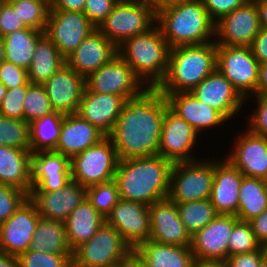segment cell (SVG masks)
Wrapping results in <instances>:
<instances>
[{
	"label": "cell",
	"instance_id": "10",
	"mask_svg": "<svg viewBox=\"0 0 267 267\" xmlns=\"http://www.w3.org/2000/svg\"><path fill=\"white\" fill-rule=\"evenodd\" d=\"M216 62V70L232 83L244 99L255 94L259 63L250 47L216 45Z\"/></svg>",
	"mask_w": 267,
	"mask_h": 267
},
{
	"label": "cell",
	"instance_id": "6",
	"mask_svg": "<svg viewBox=\"0 0 267 267\" xmlns=\"http://www.w3.org/2000/svg\"><path fill=\"white\" fill-rule=\"evenodd\" d=\"M157 23V9L144 1H118L97 29L116 47L135 35L145 33Z\"/></svg>",
	"mask_w": 267,
	"mask_h": 267
},
{
	"label": "cell",
	"instance_id": "51",
	"mask_svg": "<svg viewBox=\"0 0 267 267\" xmlns=\"http://www.w3.org/2000/svg\"><path fill=\"white\" fill-rule=\"evenodd\" d=\"M267 256V247L248 253L228 256L226 262L229 267H259L261 261Z\"/></svg>",
	"mask_w": 267,
	"mask_h": 267
},
{
	"label": "cell",
	"instance_id": "60",
	"mask_svg": "<svg viewBox=\"0 0 267 267\" xmlns=\"http://www.w3.org/2000/svg\"><path fill=\"white\" fill-rule=\"evenodd\" d=\"M201 0H154V6L156 9L164 6H171L178 3L197 2Z\"/></svg>",
	"mask_w": 267,
	"mask_h": 267
},
{
	"label": "cell",
	"instance_id": "42",
	"mask_svg": "<svg viewBox=\"0 0 267 267\" xmlns=\"http://www.w3.org/2000/svg\"><path fill=\"white\" fill-rule=\"evenodd\" d=\"M87 199L106 218L120 200L116 182L112 180L87 187Z\"/></svg>",
	"mask_w": 267,
	"mask_h": 267
},
{
	"label": "cell",
	"instance_id": "67",
	"mask_svg": "<svg viewBox=\"0 0 267 267\" xmlns=\"http://www.w3.org/2000/svg\"><path fill=\"white\" fill-rule=\"evenodd\" d=\"M3 2H4L3 0H0V7H1V5L3 4Z\"/></svg>",
	"mask_w": 267,
	"mask_h": 267
},
{
	"label": "cell",
	"instance_id": "37",
	"mask_svg": "<svg viewBox=\"0 0 267 267\" xmlns=\"http://www.w3.org/2000/svg\"><path fill=\"white\" fill-rule=\"evenodd\" d=\"M176 206L180 219L191 236L218 215L210 199L177 203Z\"/></svg>",
	"mask_w": 267,
	"mask_h": 267
},
{
	"label": "cell",
	"instance_id": "46",
	"mask_svg": "<svg viewBox=\"0 0 267 267\" xmlns=\"http://www.w3.org/2000/svg\"><path fill=\"white\" fill-rule=\"evenodd\" d=\"M256 107L253 109L250 118L247 119L248 128L252 133L267 138V96L265 95H251L245 100L253 99ZM249 99V100H248ZM249 120V121H248Z\"/></svg>",
	"mask_w": 267,
	"mask_h": 267
},
{
	"label": "cell",
	"instance_id": "14",
	"mask_svg": "<svg viewBox=\"0 0 267 267\" xmlns=\"http://www.w3.org/2000/svg\"><path fill=\"white\" fill-rule=\"evenodd\" d=\"M105 223L115 228L132 250L151 236L149 206L142 203L120 199L106 216Z\"/></svg>",
	"mask_w": 267,
	"mask_h": 267
},
{
	"label": "cell",
	"instance_id": "20",
	"mask_svg": "<svg viewBox=\"0 0 267 267\" xmlns=\"http://www.w3.org/2000/svg\"><path fill=\"white\" fill-rule=\"evenodd\" d=\"M43 85L55 112L64 115L78 112L86 88L84 76L65 64Z\"/></svg>",
	"mask_w": 267,
	"mask_h": 267
},
{
	"label": "cell",
	"instance_id": "25",
	"mask_svg": "<svg viewBox=\"0 0 267 267\" xmlns=\"http://www.w3.org/2000/svg\"><path fill=\"white\" fill-rule=\"evenodd\" d=\"M163 94L169 109L190 124L199 135L207 129L226 125L227 119L219 111L199 101L190 92Z\"/></svg>",
	"mask_w": 267,
	"mask_h": 267
},
{
	"label": "cell",
	"instance_id": "12",
	"mask_svg": "<svg viewBox=\"0 0 267 267\" xmlns=\"http://www.w3.org/2000/svg\"><path fill=\"white\" fill-rule=\"evenodd\" d=\"M95 29L82 12L49 10L45 34L66 58Z\"/></svg>",
	"mask_w": 267,
	"mask_h": 267
},
{
	"label": "cell",
	"instance_id": "30",
	"mask_svg": "<svg viewBox=\"0 0 267 267\" xmlns=\"http://www.w3.org/2000/svg\"><path fill=\"white\" fill-rule=\"evenodd\" d=\"M104 223L105 217L86 198L64 221L67 241L72 251L90 240Z\"/></svg>",
	"mask_w": 267,
	"mask_h": 267
},
{
	"label": "cell",
	"instance_id": "15",
	"mask_svg": "<svg viewBox=\"0 0 267 267\" xmlns=\"http://www.w3.org/2000/svg\"><path fill=\"white\" fill-rule=\"evenodd\" d=\"M198 137L190 124L168 108L162 124L159 155L173 163L196 161L198 156L192 153L199 143Z\"/></svg>",
	"mask_w": 267,
	"mask_h": 267
},
{
	"label": "cell",
	"instance_id": "56",
	"mask_svg": "<svg viewBox=\"0 0 267 267\" xmlns=\"http://www.w3.org/2000/svg\"><path fill=\"white\" fill-rule=\"evenodd\" d=\"M192 267H229L226 260L194 258Z\"/></svg>",
	"mask_w": 267,
	"mask_h": 267
},
{
	"label": "cell",
	"instance_id": "11",
	"mask_svg": "<svg viewBox=\"0 0 267 267\" xmlns=\"http://www.w3.org/2000/svg\"><path fill=\"white\" fill-rule=\"evenodd\" d=\"M86 88L91 92L118 95L128 100L138 97L147 87L117 54L86 78Z\"/></svg>",
	"mask_w": 267,
	"mask_h": 267
},
{
	"label": "cell",
	"instance_id": "18",
	"mask_svg": "<svg viewBox=\"0 0 267 267\" xmlns=\"http://www.w3.org/2000/svg\"><path fill=\"white\" fill-rule=\"evenodd\" d=\"M190 93L207 106L219 111L228 121L235 118L234 115H238L247 103L232 83L217 70Z\"/></svg>",
	"mask_w": 267,
	"mask_h": 267
},
{
	"label": "cell",
	"instance_id": "43",
	"mask_svg": "<svg viewBox=\"0 0 267 267\" xmlns=\"http://www.w3.org/2000/svg\"><path fill=\"white\" fill-rule=\"evenodd\" d=\"M72 255L27 250L18 256L19 267H72Z\"/></svg>",
	"mask_w": 267,
	"mask_h": 267
},
{
	"label": "cell",
	"instance_id": "34",
	"mask_svg": "<svg viewBox=\"0 0 267 267\" xmlns=\"http://www.w3.org/2000/svg\"><path fill=\"white\" fill-rule=\"evenodd\" d=\"M45 34L30 27L14 31L3 37L5 60L29 69L38 40Z\"/></svg>",
	"mask_w": 267,
	"mask_h": 267
},
{
	"label": "cell",
	"instance_id": "28",
	"mask_svg": "<svg viewBox=\"0 0 267 267\" xmlns=\"http://www.w3.org/2000/svg\"><path fill=\"white\" fill-rule=\"evenodd\" d=\"M105 137L96 126L77 113L64 115L55 151L71 159Z\"/></svg>",
	"mask_w": 267,
	"mask_h": 267
},
{
	"label": "cell",
	"instance_id": "32",
	"mask_svg": "<svg viewBox=\"0 0 267 267\" xmlns=\"http://www.w3.org/2000/svg\"><path fill=\"white\" fill-rule=\"evenodd\" d=\"M65 64V58L44 34L35 46L32 63L27 70L28 80L32 84H44Z\"/></svg>",
	"mask_w": 267,
	"mask_h": 267
},
{
	"label": "cell",
	"instance_id": "50",
	"mask_svg": "<svg viewBox=\"0 0 267 267\" xmlns=\"http://www.w3.org/2000/svg\"><path fill=\"white\" fill-rule=\"evenodd\" d=\"M24 28H26L25 24L13 8L7 2H3L0 7V37L3 38L5 35Z\"/></svg>",
	"mask_w": 267,
	"mask_h": 267
},
{
	"label": "cell",
	"instance_id": "61",
	"mask_svg": "<svg viewBox=\"0 0 267 267\" xmlns=\"http://www.w3.org/2000/svg\"><path fill=\"white\" fill-rule=\"evenodd\" d=\"M102 267H128V257L124 260H121L120 262Z\"/></svg>",
	"mask_w": 267,
	"mask_h": 267
},
{
	"label": "cell",
	"instance_id": "7",
	"mask_svg": "<svg viewBox=\"0 0 267 267\" xmlns=\"http://www.w3.org/2000/svg\"><path fill=\"white\" fill-rule=\"evenodd\" d=\"M214 178V158L176 162L170 175L168 198L177 203L210 199Z\"/></svg>",
	"mask_w": 267,
	"mask_h": 267
},
{
	"label": "cell",
	"instance_id": "48",
	"mask_svg": "<svg viewBox=\"0 0 267 267\" xmlns=\"http://www.w3.org/2000/svg\"><path fill=\"white\" fill-rule=\"evenodd\" d=\"M118 0H86L83 13L97 28L100 23L111 13Z\"/></svg>",
	"mask_w": 267,
	"mask_h": 267
},
{
	"label": "cell",
	"instance_id": "8",
	"mask_svg": "<svg viewBox=\"0 0 267 267\" xmlns=\"http://www.w3.org/2000/svg\"><path fill=\"white\" fill-rule=\"evenodd\" d=\"M118 160L115 147L106 136L70 159L71 180L86 188L112 181Z\"/></svg>",
	"mask_w": 267,
	"mask_h": 267
},
{
	"label": "cell",
	"instance_id": "23",
	"mask_svg": "<svg viewBox=\"0 0 267 267\" xmlns=\"http://www.w3.org/2000/svg\"><path fill=\"white\" fill-rule=\"evenodd\" d=\"M31 191L61 190L71 181L70 158L56 151L31 153Z\"/></svg>",
	"mask_w": 267,
	"mask_h": 267
},
{
	"label": "cell",
	"instance_id": "47",
	"mask_svg": "<svg viewBox=\"0 0 267 267\" xmlns=\"http://www.w3.org/2000/svg\"><path fill=\"white\" fill-rule=\"evenodd\" d=\"M0 81L7 89L28 86L30 83L26 69L6 60L0 64Z\"/></svg>",
	"mask_w": 267,
	"mask_h": 267
},
{
	"label": "cell",
	"instance_id": "31",
	"mask_svg": "<svg viewBox=\"0 0 267 267\" xmlns=\"http://www.w3.org/2000/svg\"><path fill=\"white\" fill-rule=\"evenodd\" d=\"M150 267H192L194 254L190 246L161 244L147 240L134 250Z\"/></svg>",
	"mask_w": 267,
	"mask_h": 267
},
{
	"label": "cell",
	"instance_id": "66",
	"mask_svg": "<svg viewBox=\"0 0 267 267\" xmlns=\"http://www.w3.org/2000/svg\"><path fill=\"white\" fill-rule=\"evenodd\" d=\"M134 1H144V2H149V3L154 4V0H134Z\"/></svg>",
	"mask_w": 267,
	"mask_h": 267
},
{
	"label": "cell",
	"instance_id": "38",
	"mask_svg": "<svg viewBox=\"0 0 267 267\" xmlns=\"http://www.w3.org/2000/svg\"><path fill=\"white\" fill-rule=\"evenodd\" d=\"M7 3L17 13V16L26 27L45 31L50 6H48L44 1L11 0Z\"/></svg>",
	"mask_w": 267,
	"mask_h": 267
},
{
	"label": "cell",
	"instance_id": "2",
	"mask_svg": "<svg viewBox=\"0 0 267 267\" xmlns=\"http://www.w3.org/2000/svg\"><path fill=\"white\" fill-rule=\"evenodd\" d=\"M173 164L159 154L118 160L114 181L120 199L149 206L168 198Z\"/></svg>",
	"mask_w": 267,
	"mask_h": 267
},
{
	"label": "cell",
	"instance_id": "57",
	"mask_svg": "<svg viewBox=\"0 0 267 267\" xmlns=\"http://www.w3.org/2000/svg\"><path fill=\"white\" fill-rule=\"evenodd\" d=\"M259 11L261 28L267 29V0H253Z\"/></svg>",
	"mask_w": 267,
	"mask_h": 267
},
{
	"label": "cell",
	"instance_id": "39",
	"mask_svg": "<svg viewBox=\"0 0 267 267\" xmlns=\"http://www.w3.org/2000/svg\"><path fill=\"white\" fill-rule=\"evenodd\" d=\"M0 145L30 151L29 123L0 115Z\"/></svg>",
	"mask_w": 267,
	"mask_h": 267
},
{
	"label": "cell",
	"instance_id": "9",
	"mask_svg": "<svg viewBox=\"0 0 267 267\" xmlns=\"http://www.w3.org/2000/svg\"><path fill=\"white\" fill-rule=\"evenodd\" d=\"M133 250L121 234L104 223L97 232L73 251L72 267H102L129 257Z\"/></svg>",
	"mask_w": 267,
	"mask_h": 267
},
{
	"label": "cell",
	"instance_id": "64",
	"mask_svg": "<svg viewBox=\"0 0 267 267\" xmlns=\"http://www.w3.org/2000/svg\"><path fill=\"white\" fill-rule=\"evenodd\" d=\"M259 267H267V256L261 261Z\"/></svg>",
	"mask_w": 267,
	"mask_h": 267
},
{
	"label": "cell",
	"instance_id": "54",
	"mask_svg": "<svg viewBox=\"0 0 267 267\" xmlns=\"http://www.w3.org/2000/svg\"><path fill=\"white\" fill-rule=\"evenodd\" d=\"M86 0H56L50 10L78 11L83 13Z\"/></svg>",
	"mask_w": 267,
	"mask_h": 267
},
{
	"label": "cell",
	"instance_id": "29",
	"mask_svg": "<svg viewBox=\"0 0 267 267\" xmlns=\"http://www.w3.org/2000/svg\"><path fill=\"white\" fill-rule=\"evenodd\" d=\"M0 183L31 193V151L0 145Z\"/></svg>",
	"mask_w": 267,
	"mask_h": 267
},
{
	"label": "cell",
	"instance_id": "16",
	"mask_svg": "<svg viewBox=\"0 0 267 267\" xmlns=\"http://www.w3.org/2000/svg\"><path fill=\"white\" fill-rule=\"evenodd\" d=\"M237 136L233 139L232 151L224 157L245 177L267 181V138L252 133L248 128Z\"/></svg>",
	"mask_w": 267,
	"mask_h": 267
},
{
	"label": "cell",
	"instance_id": "49",
	"mask_svg": "<svg viewBox=\"0 0 267 267\" xmlns=\"http://www.w3.org/2000/svg\"><path fill=\"white\" fill-rule=\"evenodd\" d=\"M248 1L249 0H202L209 17L214 23L235 9L244 6Z\"/></svg>",
	"mask_w": 267,
	"mask_h": 267
},
{
	"label": "cell",
	"instance_id": "45",
	"mask_svg": "<svg viewBox=\"0 0 267 267\" xmlns=\"http://www.w3.org/2000/svg\"><path fill=\"white\" fill-rule=\"evenodd\" d=\"M28 86L7 89L0 106V115L12 119L24 120V100Z\"/></svg>",
	"mask_w": 267,
	"mask_h": 267
},
{
	"label": "cell",
	"instance_id": "21",
	"mask_svg": "<svg viewBox=\"0 0 267 267\" xmlns=\"http://www.w3.org/2000/svg\"><path fill=\"white\" fill-rule=\"evenodd\" d=\"M235 215L218 214L192 236L191 251L195 258L226 260L228 241L232 233Z\"/></svg>",
	"mask_w": 267,
	"mask_h": 267
},
{
	"label": "cell",
	"instance_id": "55",
	"mask_svg": "<svg viewBox=\"0 0 267 267\" xmlns=\"http://www.w3.org/2000/svg\"><path fill=\"white\" fill-rule=\"evenodd\" d=\"M254 95L267 96V62L259 64V77L257 89Z\"/></svg>",
	"mask_w": 267,
	"mask_h": 267
},
{
	"label": "cell",
	"instance_id": "26",
	"mask_svg": "<svg viewBox=\"0 0 267 267\" xmlns=\"http://www.w3.org/2000/svg\"><path fill=\"white\" fill-rule=\"evenodd\" d=\"M244 175L226 158L214 157V178L211 203L218 214L236 215L239 202V188Z\"/></svg>",
	"mask_w": 267,
	"mask_h": 267
},
{
	"label": "cell",
	"instance_id": "35",
	"mask_svg": "<svg viewBox=\"0 0 267 267\" xmlns=\"http://www.w3.org/2000/svg\"><path fill=\"white\" fill-rule=\"evenodd\" d=\"M267 208V181L260 178L243 177L239 188L238 211L241 221L249 222Z\"/></svg>",
	"mask_w": 267,
	"mask_h": 267
},
{
	"label": "cell",
	"instance_id": "59",
	"mask_svg": "<svg viewBox=\"0 0 267 267\" xmlns=\"http://www.w3.org/2000/svg\"><path fill=\"white\" fill-rule=\"evenodd\" d=\"M128 267H150L134 250L128 257Z\"/></svg>",
	"mask_w": 267,
	"mask_h": 267
},
{
	"label": "cell",
	"instance_id": "4",
	"mask_svg": "<svg viewBox=\"0 0 267 267\" xmlns=\"http://www.w3.org/2000/svg\"><path fill=\"white\" fill-rule=\"evenodd\" d=\"M216 67L215 41L171 48L166 75L156 88L161 93L191 92Z\"/></svg>",
	"mask_w": 267,
	"mask_h": 267
},
{
	"label": "cell",
	"instance_id": "22",
	"mask_svg": "<svg viewBox=\"0 0 267 267\" xmlns=\"http://www.w3.org/2000/svg\"><path fill=\"white\" fill-rule=\"evenodd\" d=\"M151 236L161 244L191 246L192 236L182 223L176 203L169 198L149 205Z\"/></svg>",
	"mask_w": 267,
	"mask_h": 267
},
{
	"label": "cell",
	"instance_id": "13",
	"mask_svg": "<svg viewBox=\"0 0 267 267\" xmlns=\"http://www.w3.org/2000/svg\"><path fill=\"white\" fill-rule=\"evenodd\" d=\"M260 29L257 5L253 0H249L244 6L228 13L215 23V43L250 47Z\"/></svg>",
	"mask_w": 267,
	"mask_h": 267
},
{
	"label": "cell",
	"instance_id": "41",
	"mask_svg": "<svg viewBox=\"0 0 267 267\" xmlns=\"http://www.w3.org/2000/svg\"><path fill=\"white\" fill-rule=\"evenodd\" d=\"M261 247L250 222L237 219L228 241V256L252 252Z\"/></svg>",
	"mask_w": 267,
	"mask_h": 267
},
{
	"label": "cell",
	"instance_id": "36",
	"mask_svg": "<svg viewBox=\"0 0 267 267\" xmlns=\"http://www.w3.org/2000/svg\"><path fill=\"white\" fill-rule=\"evenodd\" d=\"M64 114L53 112L29 123L30 151H55L60 136Z\"/></svg>",
	"mask_w": 267,
	"mask_h": 267
},
{
	"label": "cell",
	"instance_id": "3",
	"mask_svg": "<svg viewBox=\"0 0 267 267\" xmlns=\"http://www.w3.org/2000/svg\"><path fill=\"white\" fill-rule=\"evenodd\" d=\"M169 48L215 41V23L201 1L157 9V23Z\"/></svg>",
	"mask_w": 267,
	"mask_h": 267
},
{
	"label": "cell",
	"instance_id": "68",
	"mask_svg": "<svg viewBox=\"0 0 267 267\" xmlns=\"http://www.w3.org/2000/svg\"><path fill=\"white\" fill-rule=\"evenodd\" d=\"M0 240H1V224H0Z\"/></svg>",
	"mask_w": 267,
	"mask_h": 267
},
{
	"label": "cell",
	"instance_id": "5",
	"mask_svg": "<svg viewBox=\"0 0 267 267\" xmlns=\"http://www.w3.org/2000/svg\"><path fill=\"white\" fill-rule=\"evenodd\" d=\"M169 51L167 40L157 24L149 31L125 40L117 47L118 55L147 88H156L164 79Z\"/></svg>",
	"mask_w": 267,
	"mask_h": 267
},
{
	"label": "cell",
	"instance_id": "24",
	"mask_svg": "<svg viewBox=\"0 0 267 267\" xmlns=\"http://www.w3.org/2000/svg\"><path fill=\"white\" fill-rule=\"evenodd\" d=\"M117 54V47L96 28L65 60L71 69L87 78Z\"/></svg>",
	"mask_w": 267,
	"mask_h": 267
},
{
	"label": "cell",
	"instance_id": "65",
	"mask_svg": "<svg viewBox=\"0 0 267 267\" xmlns=\"http://www.w3.org/2000/svg\"><path fill=\"white\" fill-rule=\"evenodd\" d=\"M42 1H44L48 6L51 7L56 0H42Z\"/></svg>",
	"mask_w": 267,
	"mask_h": 267
},
{
	"label": "cell",
	"instance_id": "33",
	"mask_svg": "<svg viewBox=\"0 0 267 267\" xmlns=\"http://www.w3.org/2000/svg\"><path fill=\"white\" fill-rule=\"evenodd\" d=\"M28 250L48 254H73L67 241L64 222L40 217Z\"/></svg>",
	"mask_w": 267,
	"mask_h": 267
},
{
	"label": "cell",
	"instance_id": "27",
	"mask_svg": "<svg viewBox=\"0 0 267 267\" xmlns=\"http://www.w3.org/2000/svg\"><path fill=\"white\" fill-rule=\"evenodd\" d=\"M126 101L122 96L91 92L85 88L77 114L108 136Z\"/></svg>",
	"mask_w": 267,
	"mask_h": 267
},
{
	"label": "cell",
	"instance_id": "1",
	"mask_svg": "<svg viewBox=\"0 0 267 267\" xmlns=\"http://www.w3.org/2000/svg\"><path fill=\"white\" fill-rule=\"evenodd\" d=\"M169 108L157 88H146L128 99L108 135L119 160L159 154L162 124Z\"/></svg>",
	"mask_w": 267,
	"mask_h": 267
},
{
	"label": "cell",
	"instance_id": "53",
	"mask_svg": "<svg viewBox=\"0 0 267 267\" xmlns=\"http://www.w3.org/2000/svg\"><path fill=\"white\" fill-rule=\"evenodd\" d=\"M256 239L267 247V208L257 217L249 221Z\"/></svg>",
	"mask_w": 267,
	"mask_h": 267
},
{
	"label": "cell",
	"instance_id": "44",
	"mask_svg": "<svg viewBox=\"0 0 267 267\" xmlns=\"http://www.w3.org/2000/svg\"><path fill=\"white\" fill-rule=\"evenodd\" d=\"M27 198L28 194L23 190L0 183V224L8 220Z\"/></svg>",
	"mask_w": 267,
	"mask_h": 267
},
{
	"label": "cell",
	"instance_id": "17",
	"mask_svg": "<svg viewBox=\"0 0 267 267\" xmlns=\"http://www.w3.org/2000/svg\"><path fill=\"white\" fill-rule=\"evenodd\" d=\"M40 217L35 204L27 198L15 213L1 224L0 251L15 256L26 252Z\"/></svg>",
	"mask_w": 267,
	"mask_h": 267
},
{
	"label": "cell",
	"instance_id": "19",
	"mask_svg": "<svg viewBox=\"0 0 267 267\" xmlns=\"http://www.w3.org/2000/svg\"><path fill=\"white\" fill-rule=\"evenodd\" d=\"M28 198L42 218L64 222L87 198V188L71 180L61 190L31 191Z\"/></svg>",
	"mask_w": 267,
	"mask_h": 267
},
{
	"label": "cell",
	"instance_id": "63",
	"mask_svg": "<svg viewBox=\"0 0 267 267\" xmlns=\"http://www.w3.org/2000/svg\"><path fill=\"white\" fill-rule=\"evenodd\" d=\"M6 92H7V88L0 81V106L2 104L4 97L6 96Z\"/></svg>",
	"mask_w": 267,
	"mask_h": 267
},
{
	"label": "cell",
	"instance_id": "40",
	"mask_svg": "<svg viewBox=\"0 0 267 267\" xmlns=\"http://www.w3.org/2000/svg\"><path fill=\"white\" fill-rule=\"evenodd\" d=\"M55 112L43 84H28L24 100V121L31 123Z\"/></svg>",
	"mask_w": 267,
	"mask_h": 267
},
{
	"label": "cell",
	"instance_id": "58",
	"mask_svg": "<svg viewBox=\"0 0 267 267\" xmlns=\"http://www.w3.org/2000/svg\"><path fill=\"white\" fill-rule=\"evenodd\" d=\"M0 267H19L18 256L0 251Z\"/></svg>",
	"mask_w": 267,
	"mask_h": 267
},
{
	"label": "cell",
	"instance_id": "52",
	"mask_svg": "<svg viewBox=\"0 0 267 267\" xmlns=\"http://www.w3.org/2000/svg\"><path fill=\"white\" fill-rule=\"evenodd\" d=\"M252 54L258 63L267 62V29L261 28L250 46Z\"/></svg>",
	"mask_w": 267,
	"mask_h": 267
},
{
	"label": "cell",
	"instance_id": "62",
	"mask_svg": "<svg viewBox=\"0 0 267 267\" xmlns=\"http://www.w3.org/2000/svg\"><path fill=\"white\" fill-rule=\"evenodd\" d=\"M5 60V53H4V42L3 38L0 37V64Z\"/></svg>",
	"mask_w": 267,
	"mask_h": 267
}]
</instances>
